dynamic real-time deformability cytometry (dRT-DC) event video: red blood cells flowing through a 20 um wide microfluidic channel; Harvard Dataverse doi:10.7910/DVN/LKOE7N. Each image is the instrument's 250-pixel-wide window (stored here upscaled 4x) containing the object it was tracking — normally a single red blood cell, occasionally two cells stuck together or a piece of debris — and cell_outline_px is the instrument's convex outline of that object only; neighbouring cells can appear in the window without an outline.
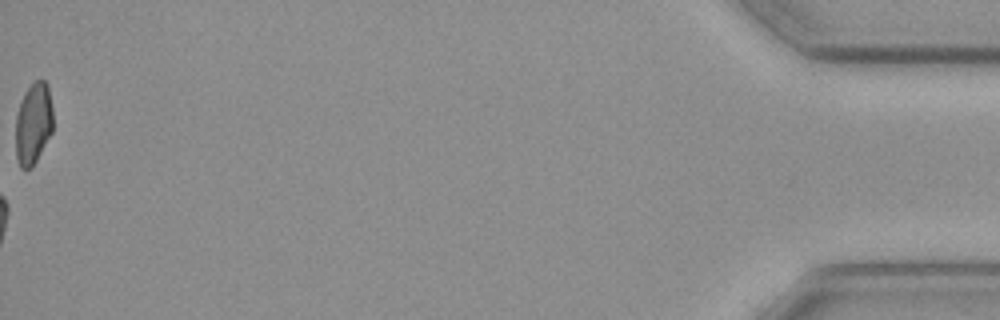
{"species": "common noctule bat (a hibernating species)", "species_latin": "Nyctalus noctula", "temperature_condition": "cold", "stored_images_in_passage": 58, "camera_frame_rate_fps": 3000, "um_per_image_px": 0.085, "animal": {"sex": "female", "body_mass_g": 19.3, "forearm_length_mm": 54.1}, "frame": {"image": 1, "passage_image": 58, "time_ms": 19.0, "image_size_px": [1000, 320], "cell_outline_px": [[52, 132], [36, 160], [28, 168], [20, 168], [16, 156], [16, 116], [24, 92], [36, 80], [44, 80], [48, 84], [52, 108]], "centroid_in_image_um": [2.83, 10.47], "position_along_channel_um": 432.4, "area_um2": 17.51}}